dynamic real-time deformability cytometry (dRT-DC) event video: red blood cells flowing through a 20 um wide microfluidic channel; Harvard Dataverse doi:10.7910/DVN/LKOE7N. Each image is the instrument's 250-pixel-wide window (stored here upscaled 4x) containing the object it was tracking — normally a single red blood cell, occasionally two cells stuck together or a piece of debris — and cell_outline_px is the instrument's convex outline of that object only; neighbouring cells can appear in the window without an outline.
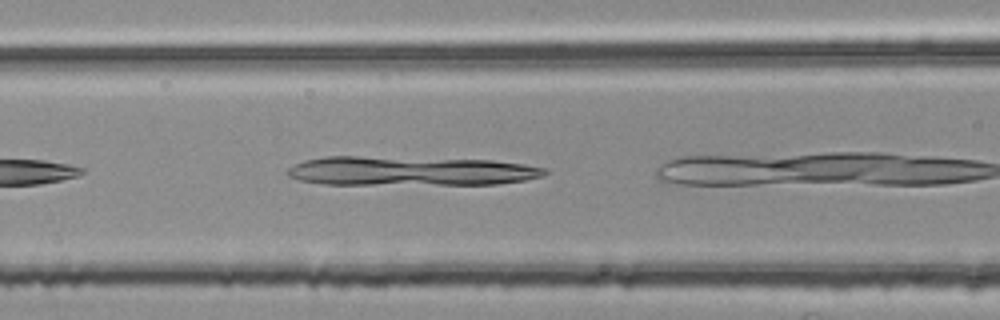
{"species": "common noctule bat (a hibernating species)", "species_latin": "Nyctalus noctula", "temperature_condition": "room temperature", "stored_images_in_passage": 11, "segment_of_instrument_passage": [1, 2], "camera_frame_rate_fps": 3000, "um_per_image_px": 0.085, "animal": {"sex": "female", "body_mass_g": 25.1}, "frame": {"image": 1, "passage_image": 4, "time_ms": 1.0, "image_size_px": [1000, 320], "cell_outline_px": [[552, 172], [544, 176], [524, 180], [496, 184], [324, 184], [300, 180], [288, 176], [288, 168], [292, 164], [304, 160], [324, 156], [360, 156], [492, 160], [524, 164], [548, 168]], "centroid_in_image_um": [34.92, 14.53], "position_along_channel_um": 131.7, "area_um2": 44.16}}